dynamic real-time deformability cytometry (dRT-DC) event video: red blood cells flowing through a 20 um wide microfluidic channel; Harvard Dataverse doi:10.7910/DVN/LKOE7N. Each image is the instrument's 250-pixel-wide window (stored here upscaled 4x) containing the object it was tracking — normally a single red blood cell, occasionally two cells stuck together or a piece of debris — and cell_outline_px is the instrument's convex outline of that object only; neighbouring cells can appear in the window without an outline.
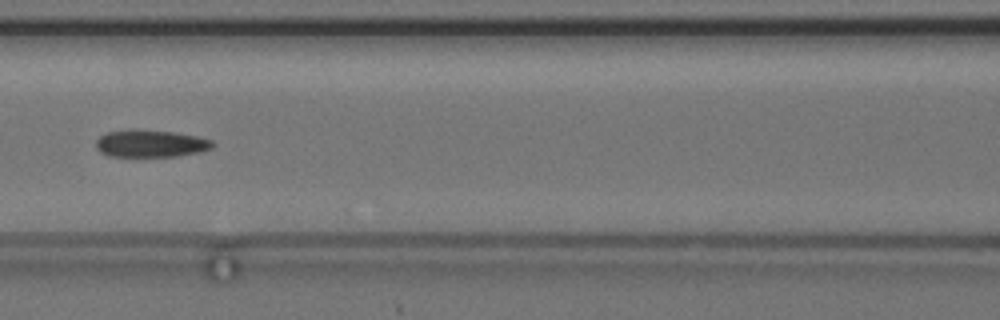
{"species": "common noctule bat (a hibernating species)", "species_latin": "Nyctalus noctula", "temperature_condition": "cold", "stored_images_in_passage": 3, "camera_frame_rate_fps": 3000, "um_per_image_px": 0.085, "animal": {"sex": "female", "body_mass_g": 24.6, "forearm_length_mm": 56.2}, "frame": {"image": 1, "passage_image": 3, "time_ms": 2.333, "image_size_px": [1000, 320], "cell_outline_px": [[216, 144], [212, 148], [196, 152], [176, 156], [108, 156], [100, 152], [96, 148], [96, 140], [100, 136], [108, 132], [132, 128], [136, 128], [176, 132], [196, 136], [212, 140]], "centroid_in_image_um": [12.78, 12.18], "position_along_channel_um": 153.8, "area_um2": 18.73}}